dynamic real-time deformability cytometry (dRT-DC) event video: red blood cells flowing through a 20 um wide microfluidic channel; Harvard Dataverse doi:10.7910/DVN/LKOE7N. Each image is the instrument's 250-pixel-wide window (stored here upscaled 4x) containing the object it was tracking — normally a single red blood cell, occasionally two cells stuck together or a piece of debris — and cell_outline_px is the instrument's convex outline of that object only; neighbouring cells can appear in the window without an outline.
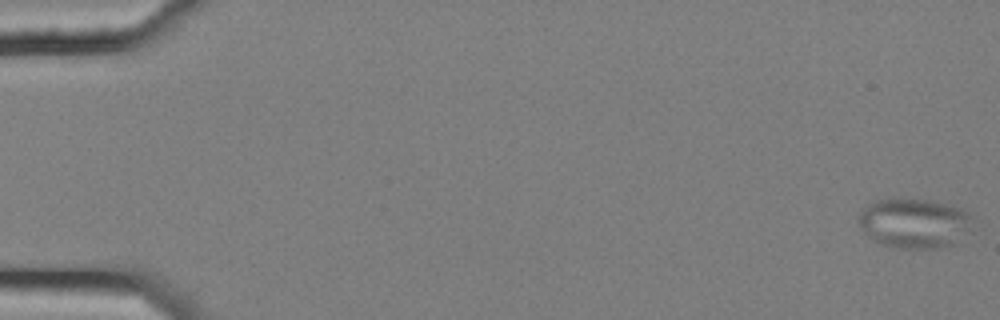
{"species": "common noctule bat (a hibernating species)", "species_latin": "Nyctalus noctula", "temperature_condition": "cold", "stored_images_in_passage": 6, "camera_frame_rate_fps": 3000, "um_per_image_px": 0.085, "animal": {"sex": "female", "body_mass_g": 25.1}, "frame": {"image": 1, "passage_image": 1, "time_ms": 0.0, "image_size_px": [1000, 320], "cell_outline_px": [[972, 232], [956, 244], [936, 248], [896, 248], [880, 244], [872, 240], [860, 228], [856, 220], [860, 208], [876, 200], [932, 200], [968, 212], [972, 216]], "centroid_in_image_um": [77.7, 19.0], "position_along_channel_um": 7.3, "area_um2": 33.47}}
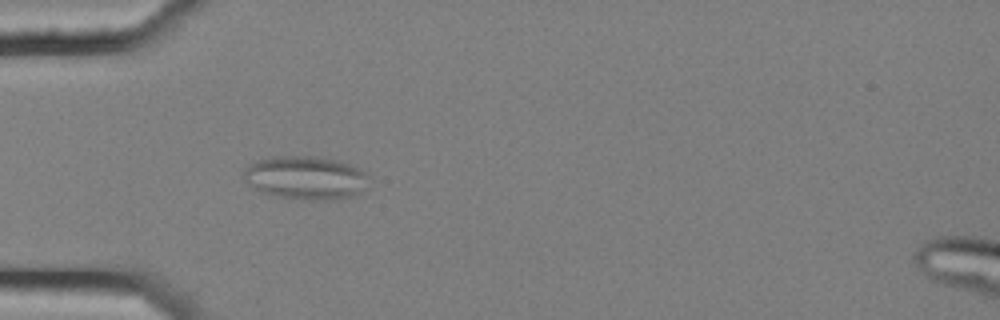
{"frame": {"image": 2, "passage_image": 6, "time_ms": 1.667, "image_size_px": [1000, 320], "cell_outline_px": [[368, 188], [356, 196], [340, 200], [300, 200], [276, 196], [260, 192], [248, 184], [244, 180], [244, 168], [252, 160], [272, 156], [316, 156], [340, 160], [364, 172], [368, 176]], "centroid_in_image_um": [25.98, 15.12], "position_along_channel_um": 59.0, "area_um2": 32.54}}